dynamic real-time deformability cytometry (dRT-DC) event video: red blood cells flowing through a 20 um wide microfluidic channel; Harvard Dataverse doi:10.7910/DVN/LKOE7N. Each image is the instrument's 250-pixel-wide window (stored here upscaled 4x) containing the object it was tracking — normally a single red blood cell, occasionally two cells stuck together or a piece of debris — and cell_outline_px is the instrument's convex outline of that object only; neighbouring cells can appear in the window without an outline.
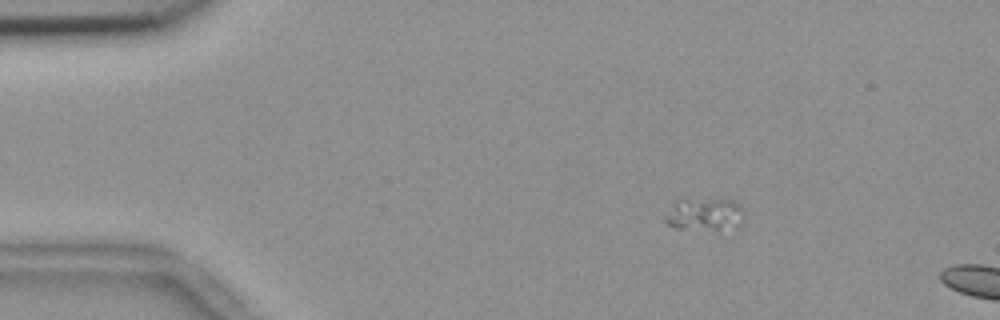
{"species": "common noctule bat (a hibernating species)", "species_latin": "Nyctalus noctula", "temperature_condition": "room temperature", "stored_images_in_passage": 14, "camera_frame_rate_fps": 3000, "um_per_image_px": 0.085, "animal": {"sex": "female", "body_mass_g": 18.4}, "frame": {"image": 1, "passage_image": 10, "time_ms": 3.0, "image_size_px": [1000, 320], "cell_outline_px": [[744, 216], [740, 228], [720, 236], [672, 228], [664, 220], [664, 216], [676, 200], [732, 200], [740, 204], [744, 212]], "centroid_in_image_um": [59.98, 18.38], "position_along_channel_um": 25.0, "area_um2": 16.7}}